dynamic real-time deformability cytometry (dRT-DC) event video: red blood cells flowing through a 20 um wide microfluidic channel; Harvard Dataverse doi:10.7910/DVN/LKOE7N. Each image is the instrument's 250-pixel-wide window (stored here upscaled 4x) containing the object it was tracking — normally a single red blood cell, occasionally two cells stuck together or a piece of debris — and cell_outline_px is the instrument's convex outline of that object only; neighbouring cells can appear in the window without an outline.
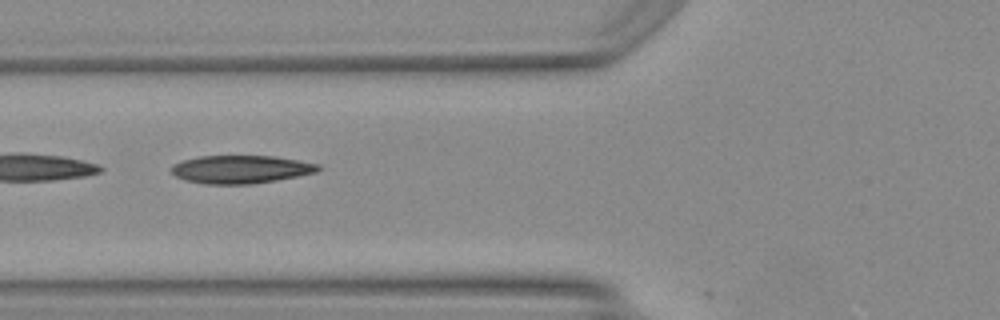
{"species": "Egyptian fruit bat (a non-hibernating species)", "species_latin": "Rousettus aegyptiacus", "temperature_condition": "warm", "stored_images_in_passage": 29, "camera_frame_rate_fps": 3000, "um_per_image_px": 0.085, "animal": {"sex": "female"}, "frame": {"image": 1, "passage_image": 5, "time_ms": 1.333, "image_size_px": [1000, 320], "cell_outline_px": [[320, 168], [316, 172], [276, 180], [252, 184], [204, 184], [188, 180], [176, 176], [172, 172], [172, 164], [184, 160], [200, 156], [272, 156], [320, 164]], "centroid_in_image_um": [20.46, 14.39], "position_along_channel_um": 105.3, "area_um2": 23.7}}
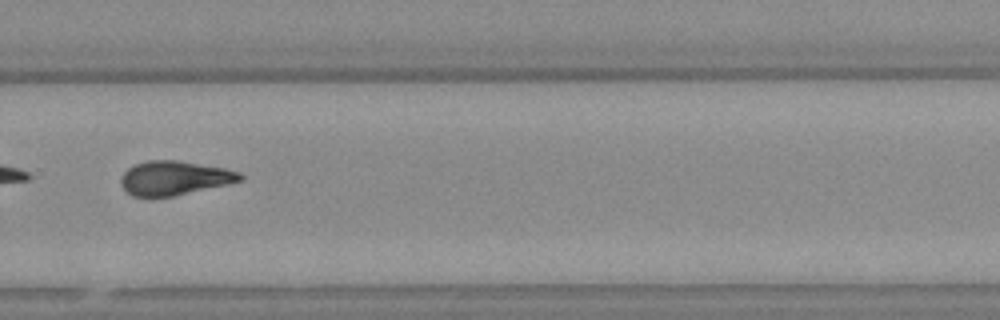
{"frame": {"image": 2, "passage_image": 20, "time_ms": 6.333, "image_size_px": [1000, 320], "cell_outline_px": [[244, 176], [240, 180], [228, 184], [172, 196], [132, 196], [120, 184], [120, 180], [124, 172], [128, 168], [136, 164], [148, 160], [176, 160], [224, 168], [240, 172]], "centroid_in_image_um": [14.81, 15.12], "position_along_channel_um": 315.0, "area_um2": 23.35}}